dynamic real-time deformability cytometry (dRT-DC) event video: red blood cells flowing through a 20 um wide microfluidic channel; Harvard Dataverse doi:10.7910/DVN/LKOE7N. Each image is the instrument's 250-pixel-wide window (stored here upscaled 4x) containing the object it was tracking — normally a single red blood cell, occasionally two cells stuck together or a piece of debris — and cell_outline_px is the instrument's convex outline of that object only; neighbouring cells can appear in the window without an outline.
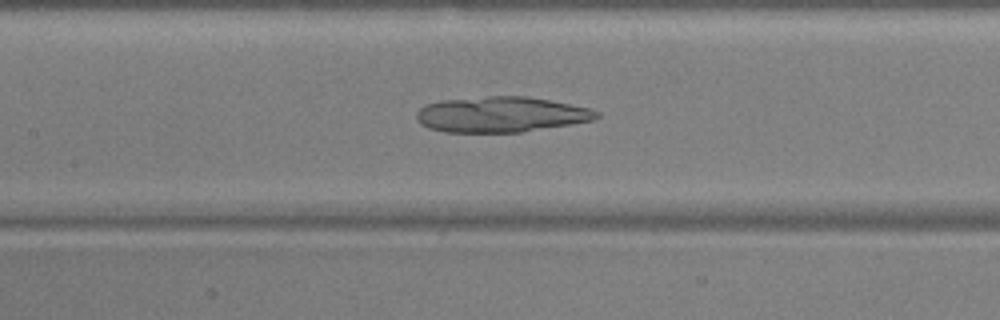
{"species": "common noctule bat (a hibernating species)", "species_latin": "Nyctalus noctula", "temperature_condition": "warm", "stored_images_in_passage": 36, "camera_frame_rate_fps": 3000, "um_per_image_px": 0.085, "animal": {"sex": "male", "body_mass_g": 17.9, "forearm_length_mm": 54.2}, "frame": {"image": 1, "passage_image": 17, "time_ms": 5.333, "image_size_px": [1000, 320], "cell_outline_px": [[600, 116], [596, 120], [572, 124], [520, 132], [444, 132], [428, 128], [420, 124], [416, 120], [416, 112], [420, 108], [428, 104], [440, 100], [488, 96], [528, 96], [592, 108], [600, 112]], "centroid_in_image_um": [42.61, 9.73], "position_along_channel_um": 164.8, "area_um2": 37.57}}
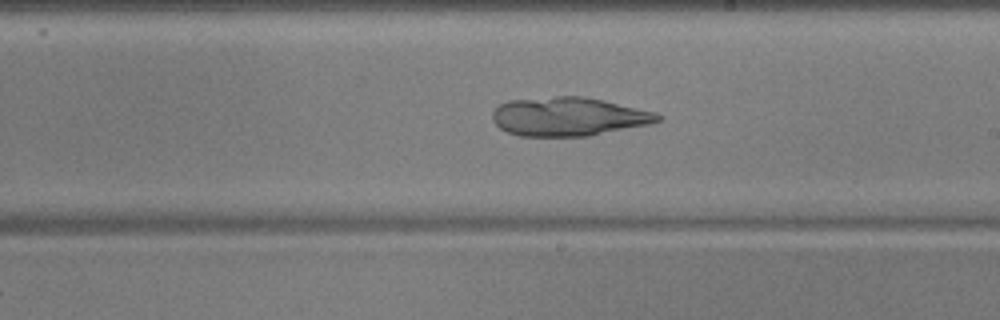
{"frame": {"image": 2, "passage_image": 23, "time_ms": 7.333, "image_size_px": [1000, 320], "cell_outline_px": [[660, 120], [652, 124], [588, 136], [520, 136], [508, 132], [500, 128], [492, 120], [492, 112], [500, 104], [508, 100], [556, 96], [584, 96], [604, 100], [656, 112], [660, 116]], "centroid_in_image_um": [48.33, 9.91], "position_along_channel_um": 240.7, "area_um2": 37.45}}
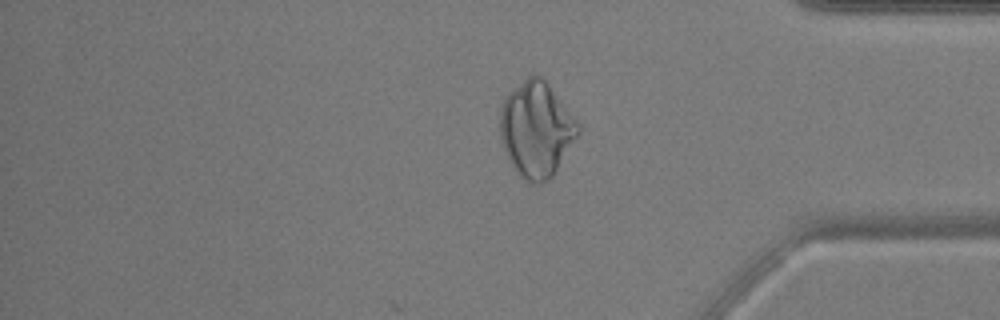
{"frame": {"image": 3, "passage_image": 36, "time_ms": 11.667, "image_size_px": [1000, 320], "cell_outline_px": [[580, 132], [552, 176], [548, 180], [540, 184], [532, 184], [524, 180], [516, 172], [508, 160], [500, 136], [500, 108], [504, 96], [508, 92], [528, 76], [544, 76], [576, 120], [580, 128]], "centroid_in_image_um": [45.57, 10.99], "position_along_channel_um": 389.6, "area_um2": 43.47}}